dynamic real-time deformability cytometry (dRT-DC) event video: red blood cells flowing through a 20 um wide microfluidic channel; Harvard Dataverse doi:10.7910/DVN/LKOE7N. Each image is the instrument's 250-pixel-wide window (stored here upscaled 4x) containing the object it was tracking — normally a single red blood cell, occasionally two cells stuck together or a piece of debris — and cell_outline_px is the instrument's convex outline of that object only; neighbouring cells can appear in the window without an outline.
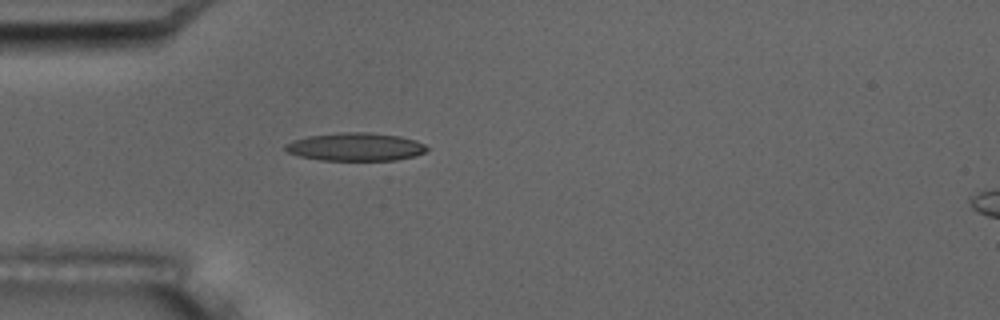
{"species": "common noctule bat (a hibernating species)", "species_latin": "Nyctalus noctula", "temperature_condition": "room temperature", "stored_images_in_passage": 6, "camera_frame_rate_fps": 3000, "um_per_image_px": 0.085, "animal": {"sex": "male", "body_mass_g": 17.5, "forearm_length_mm": 52.3}, "frame": {"image": 1, "passage_image": 5, "time_ms": 4.667, "image_size_px": [1000, 320], "cell_outline_px": [[428, 148], [424, 152], [416, 156], [396, 160], [320, 160], [300, 156], [288, 152], [284, 148], [284, 144], [292, 140], [308, 136], [340, 132], [368, 132], [400, 136], [416, 140], [424, 144]], "centroid_in_image_um": [30.21, 12.48], "position_along_channel_um": 54.8, "area_um2": 23.24}}